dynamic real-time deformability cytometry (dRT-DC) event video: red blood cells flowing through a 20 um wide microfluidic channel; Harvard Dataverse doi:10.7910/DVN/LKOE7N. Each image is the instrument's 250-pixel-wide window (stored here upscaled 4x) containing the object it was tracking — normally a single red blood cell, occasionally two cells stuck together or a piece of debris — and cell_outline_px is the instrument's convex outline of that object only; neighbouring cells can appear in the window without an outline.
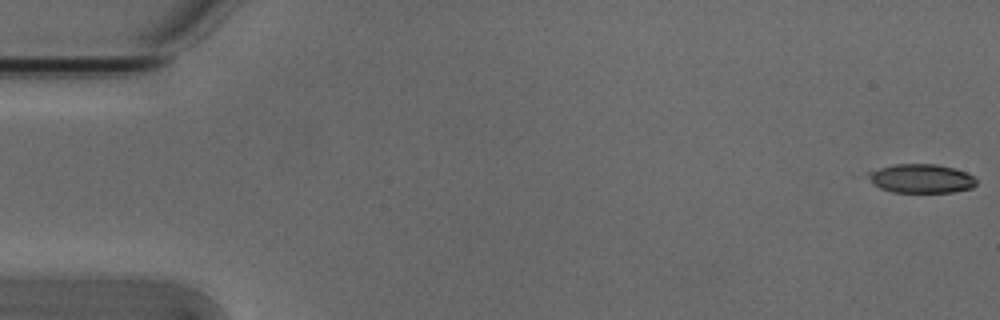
{"species": "Egyptian fruit bat (a non-hibernating species)", "species_latin": "Rousettus aegyptiacus", "temperature_condition": "cold", "stored_images_in_passage": 17, "camera_frame_rate_fps": 3000, "um_per_image_px": 0.085, "animal": {"sex": "male"}, "frame": {"image": 1, "passage_image": 1, "time_ms": 0.0, "image_size_px": [1000, 320], "cell_outline_px": [[976, 184], [972, 188], [952, 192], [892, 192], [880, 188], [872, 184], [868, 176], [868, 172], [880, 168], [896, 164], [936, 164], [952, 168], [964, 172], [972, 176], [976, 180]], "centroid_in_image_um": [78.28, 15.18], "position_along_channel_um": 6.7, "area_um2": 18.03}}